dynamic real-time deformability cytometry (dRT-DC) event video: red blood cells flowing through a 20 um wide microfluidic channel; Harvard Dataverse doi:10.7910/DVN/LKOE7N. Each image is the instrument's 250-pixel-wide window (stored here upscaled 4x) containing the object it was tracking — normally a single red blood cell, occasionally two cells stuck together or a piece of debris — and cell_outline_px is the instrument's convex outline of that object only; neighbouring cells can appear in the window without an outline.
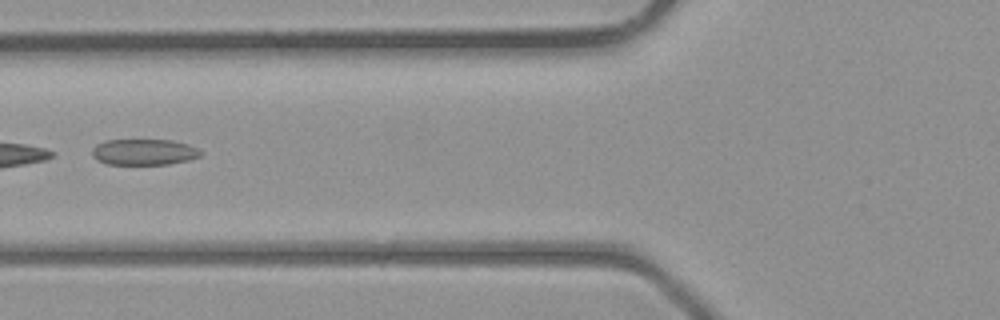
{"species": "common noctule bat (a hibernating species)", "species_latin": "Nyctalus noctula", "temperature_condition": "room temperature", "stored_images_in_passage": 6, "camera_frame_rate_fps": 3000, "um_per_image_px": 0.085, "animal": {"sex": "male", "body_mass_g": 23.1, "forearm_length_mm": 52.7}, "frame": {"image": 1, "passage_image": 6, "time_ms": 6.667, "image_size_px": [1000, 320], "cell_outline_px": [[204, 152], [200, 156], [188, 160], [168, 164], [104, 164], [96, 160], [92, 156], [92, 148], [96, 144], [104, 140], [172, 140], [188, 144]], "centroid_in_image_um": [12.21, 12.92], "position_along_channel_um": 113.6, "area_um2": 16.59}}